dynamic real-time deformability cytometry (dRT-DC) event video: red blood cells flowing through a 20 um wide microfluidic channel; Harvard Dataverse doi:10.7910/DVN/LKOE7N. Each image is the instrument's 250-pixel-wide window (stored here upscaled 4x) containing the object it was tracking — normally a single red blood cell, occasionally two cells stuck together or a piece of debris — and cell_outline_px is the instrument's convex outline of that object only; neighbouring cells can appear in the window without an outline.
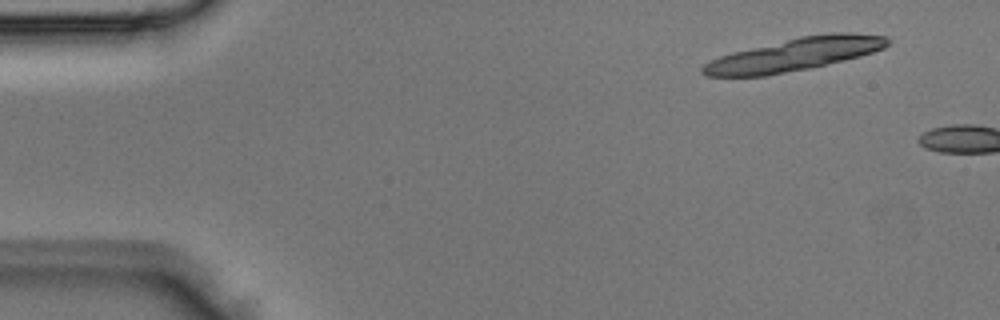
{"species": "Egyptian fruit bat (a non-hibernating species)", "species_latin": "Rousettus aegyptiacus", "temperature_condition": "room temperature", "stored_images_in_passage": 4, "segment_of_instrument_passage": [2, 2], "camera_frame_rate_fps": 3000, "um_per_image_px": 0.085, "animal": {"sex": "male"}, "frame": {"image": 1, "passage_image": 4, "time_ms": 1.0, "image_size_px": [1000, 320], "cell_outline_px": [[892, 40], [884, 48], [860, 56], [812, 68], [764, 76], [704, 76], [700, 72], [700, 68], [704, 64], [720, 56], [732, 52], [800, 36], [832, 32], [852, 32], [888, 36]], "centroid_in_image_um": [67.57, 4.62], "position_along_channel_um": 17.4, "area_um2": 35.55}}